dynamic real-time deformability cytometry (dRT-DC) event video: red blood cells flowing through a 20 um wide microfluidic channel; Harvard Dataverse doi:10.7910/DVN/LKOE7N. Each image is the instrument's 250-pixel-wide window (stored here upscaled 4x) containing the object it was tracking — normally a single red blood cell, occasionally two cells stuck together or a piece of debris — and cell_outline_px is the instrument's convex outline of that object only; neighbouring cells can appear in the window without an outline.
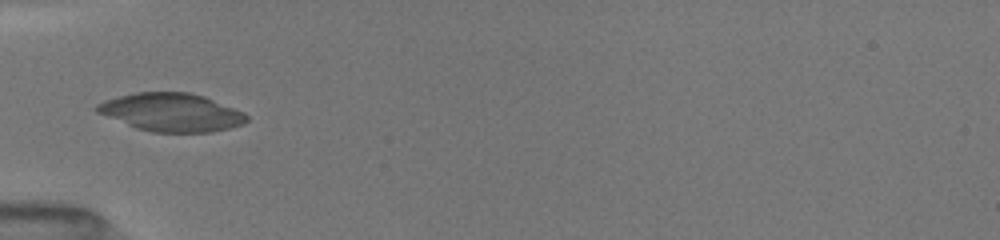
{"species": "common noctule bat (a hibernating species)", "species_latin": "Nyctalus noctula", "temperature_condition": "room temperature", "stored_images_in_passage": 48, "camera_frame_rate_fps": 3000, "um_per_image_px": 0.085, "animal": {"sex": "female", "body_mass_g": 19.5, "forearm_length_mm": 54.1}, "frame": {"image": 1, "passage_image": 1, "time_ms": 0.0, "image_size_px": [1000, 240], "cell_outline_px": [[248, 120], [244, 124], [212, 132], [152, 132], [136, 128], [96, 112], [92, 108], [96, 104], [104, 100], [136, 92], [188, 92], [204, 96], [244, 112], [248, 116]], "centroid_in_image_um": [14.56, 9.54], "position_along_channel_um": 70.4, "area_um2": 33.29}}
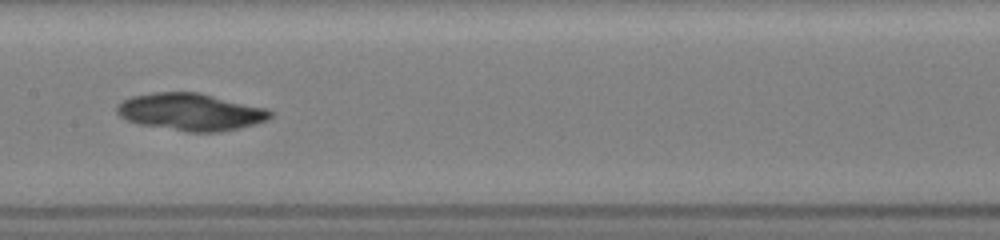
{"frame": {"image": 2, "passage_image": 21, "time_ms": 3.0, "image_size_px": [1000, 240], "cell_outline_px": [[272, 116], [256, 124], [240, 128], [220, 132], [188, 132], [140, 124], [128, 120], [120, 116], [116, 112], [116, 104], [120, 100], [132, 96], [152, 92], [200, 92], [268, 108], [272, 112]], "centroid_in_image_um": [16.2, 9.5], "position_along_channel_um": 191.2, "area_um2": 33.58}}
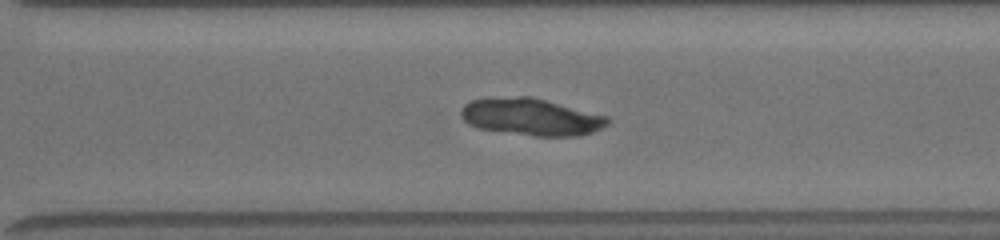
{"frame": {"image": 3, "passage_image": 42, "time_ms": 6.333, "image_size_px": [1000, 240], "cell_outline_px": [[612, 120], [608, 124], [592, 132], [580, 136], [536, 136], [476, 128], [468, 124], [460, 116], [460, 112], [464, 104], [472, 100], [520, 96], [532, 96], [608, 116]], "centroid_in_image_um": [45.17, 9.94], "position_along_channel_um": 325.4, "area_um2": 31.67}}